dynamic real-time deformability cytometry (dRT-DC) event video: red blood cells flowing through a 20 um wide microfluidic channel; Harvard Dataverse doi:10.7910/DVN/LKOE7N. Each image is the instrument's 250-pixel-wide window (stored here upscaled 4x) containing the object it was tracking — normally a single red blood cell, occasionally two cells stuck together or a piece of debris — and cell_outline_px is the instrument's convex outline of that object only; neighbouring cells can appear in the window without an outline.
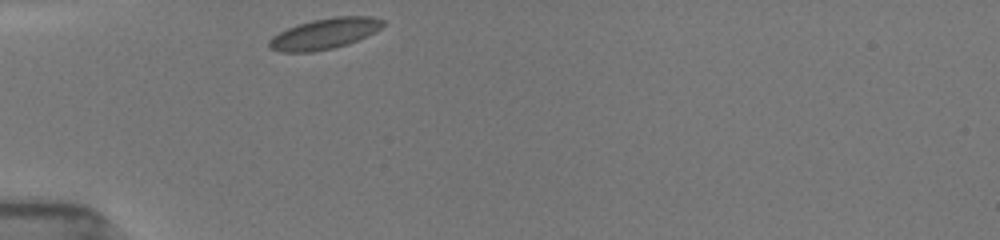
{"species": "common noctule bat (a hibernating species)", "species_latin": "Nyctalus noctula", "temperature_condition": "room temperature", "stored_images_in_passage": 13, "camera_frame_rate_fps": 3000, "um_per_image_px": 0.085, "animal": {"sex": "female", "body_mass_g": 19.5, "forearm_length_mm": 54.1}, "frame": {"image": 1, "passage_image": 1, "time_ms": 0.0, "image_size_px": [1000, 240], "cell_outline_px": [[384, 24], [380, 28], [348, 44], [332, 48], [312, 52], [280, 52], [268, 48], [268, 40], [272, 36], [296, 24], [312, 20], [336, 16], [372, 16], [384, 20]], "centroid_in_image_um": [27.53, 2.86], "position_along_channel_um": 57.5, "area_um2": 20.29}}
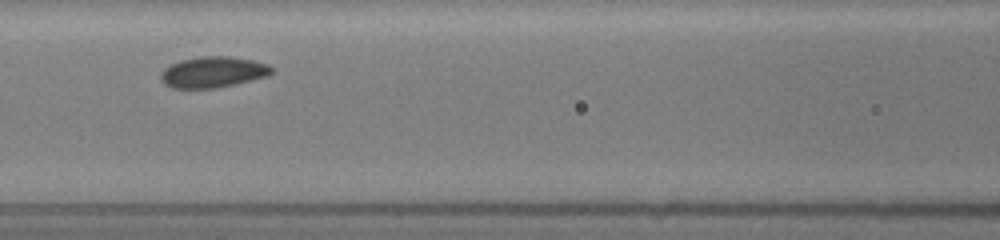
{"frame": {"image": 2, "passage_image": 7, "time_ms": 2.667, "image_size_px": [1000, 240], "cell_outline_px": [[272, 72], [268, 76], [236, 84], [216, 88], [172, 88], [164, 84], [160, 80], [160, 72], [164, 68], [180, 60], [200, 56], [228, 56], [252, 60], [268, 64], [272, 68]], "centroid_in_image_um": [18.08, 6.13], "position_along_channel_um": 148.5, "area_um2": 20.11}}
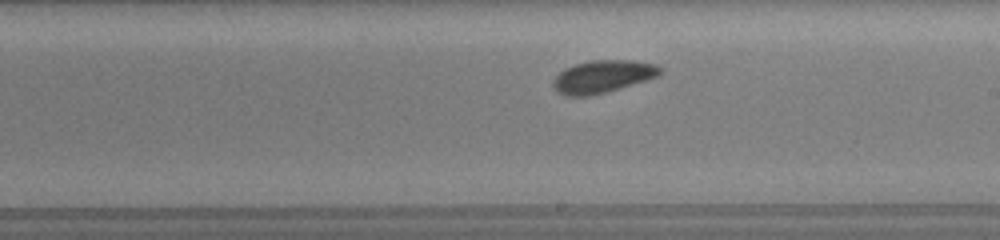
{"frame": {"image": 3, "passage_image": 12, "time_ms": 5.0, "image_size_px": [1000, 240], "cell_outline_px": [[664, 72], [648, 80], [608, 92], [588, 96], [564, 96], [552, 84], [552, 80], [564, 68], [576, 64], [592, 60], [632, 60], [656, 64]], "centroid_in_image_um": [51.25, 6.51], "position_along_channel_um": 237.7, "area_um2": 20.35}}